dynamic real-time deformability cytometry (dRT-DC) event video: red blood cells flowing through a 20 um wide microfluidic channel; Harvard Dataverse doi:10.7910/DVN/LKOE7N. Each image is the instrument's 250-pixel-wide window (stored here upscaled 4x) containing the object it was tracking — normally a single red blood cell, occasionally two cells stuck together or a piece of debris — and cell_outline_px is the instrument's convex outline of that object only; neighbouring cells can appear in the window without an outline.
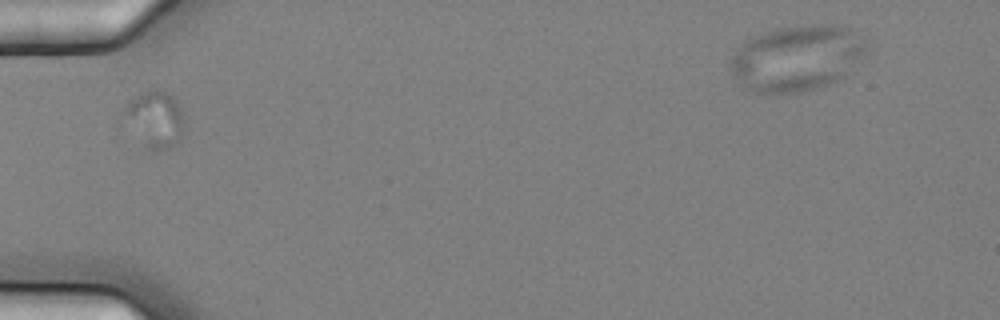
{"species": "common noctule bat (a hibernating species)", "species_latin": "Nyctalus noctula", "temperature_condition": "cold", "stored_images_in_passage": 5, "camera_frame_rate_fps": 3000, "um_per_image_px": 0.085, "animal": {"sex": "female", "body_mass_g": 25.1}, "frame": {"image": 1, "passage_image": 1, "time_ms": 0.0, "image_size_px": [1000, 320], "cell_outline_px": [[184, 132], [180, 144], [168, 148], [152, 152], [144, 148], [124, 116], [124, 108], [140, 92], [152, 88], [160, 88], [172, 96], [176, 100], [180, 108], [184, 120]], "centroid_in_image_um": [13.23, 10.16], "position_along_channel_um": 71.8, "area_um2": 20.17}}
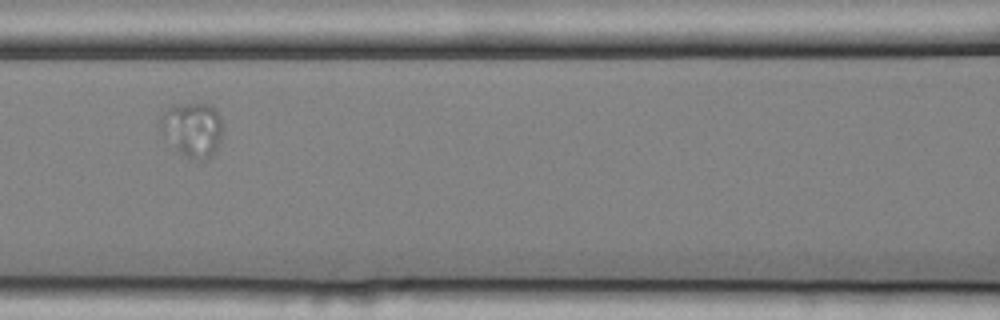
{"frame": {"image": 2, "passage_image": 3, "time_ms": 0.667, "image_size_px": [1000, 320], "cell_outline_px": [[224, 124], [220, 144], [216, 152], [208, 160], [196, 160], [172, 152], [160, 132], [160, 120], [164, 112], [172, 104], [212, 104], [216, 108]], "centroid_in_image_um": [16.36, 11.06], "position_along_channel_um": 150.2, "area_um2": 20.98}}
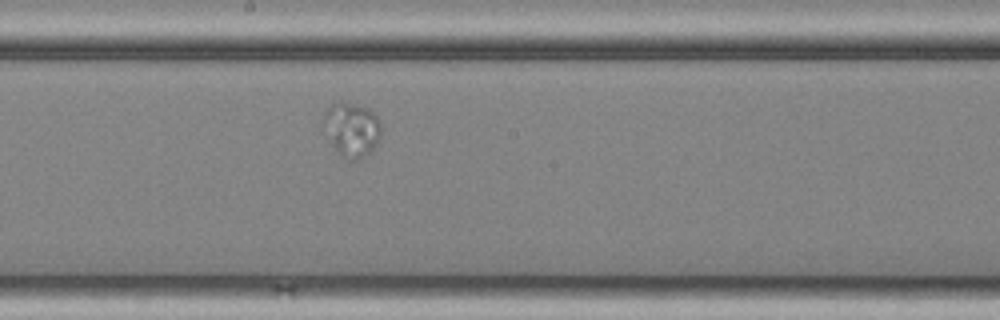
{"frame": {"image": 3, "passage_image": 5, "time_ms": 1.333, "image_size_px": [1000, 320], "cell_outline_px": [[380, 136], [376, 144], [364, 156], [356, 160], [348, 160], [340, 156], [320, 124], [324, 112], [332, 104], [340, 100], [344, 100], [368, 108], [376, 116], [380, 124]], "centroid_in_image_um": [29.84, 10.97], "position_along_channel_um": 218.4, "area_um2": 18.38}}